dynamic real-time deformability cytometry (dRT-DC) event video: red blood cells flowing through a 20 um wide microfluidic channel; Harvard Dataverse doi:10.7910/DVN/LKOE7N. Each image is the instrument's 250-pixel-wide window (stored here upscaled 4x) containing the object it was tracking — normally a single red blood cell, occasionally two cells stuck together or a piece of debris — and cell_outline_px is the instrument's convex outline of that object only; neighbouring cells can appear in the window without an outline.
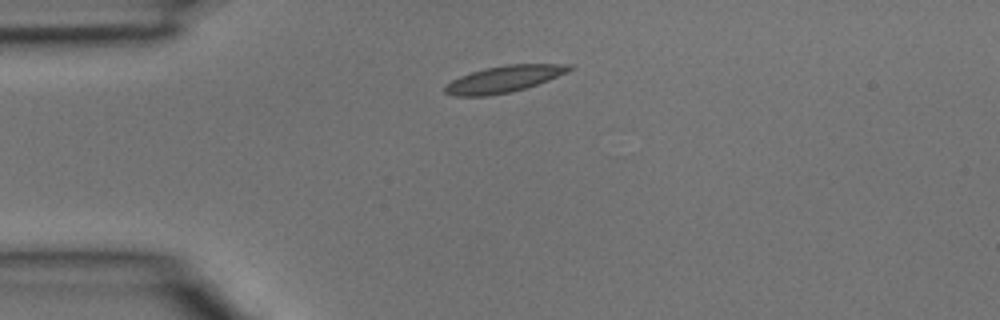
{"species": "common noctule bat (a hibernating species)", "species_latin": "Nyctalus noctula", "temperature_condition": "room temperature", "stored_images_in_passage": 1, "camera_frame_rate_fps": 3000, "um_per_image_px": 0.085, "animal": {"sex": "male", "body_mass_g": 15.6}, "frame": {"image": 1, "passage_image": 1, "time_ms": 0.0, "image_size_px": [1000, 320], "cell_outline_px": [[572, 68], [568, 72], [548, 80], [524, 88], [508, 92], [484, 96], [456, 96], [444, 92], [444, 88], [452, 80], [460, 76], [484, 68], [508, 64], [572, 64]], "centroid_in_image_um": [42.84, 6.71], "position_along_channel_um": 42.2, "area_um2": 18.96}}